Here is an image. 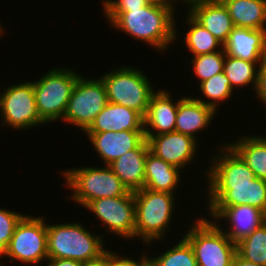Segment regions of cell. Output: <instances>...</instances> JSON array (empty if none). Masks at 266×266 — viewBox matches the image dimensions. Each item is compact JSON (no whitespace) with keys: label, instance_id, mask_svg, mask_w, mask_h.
Instances as JSON below:
<instances>
[{"label":"cell","instance_id":"1","mask_svg":"<svg viewBox=\"0 0 266 266\" xmlns=\"http://www.w3.org/2000/svg\"><path fill=\"white\" fill-rule=\"evenodd\" d=\"M176 6L146 4L135 9H103L105 19L117 31L142 41L164 53L179 35L176 29ZM175 9V10H174Z\"/></svg>","mask_w":266,"mask_h":266},{"label":"cell","instance_id":"2","mask_svg":"<svg viewBox=\"0 0 266 266\" xmlns=\"http://www.w3.org/2000/svg\"><path fill=\"white\" fill-rule=\"evenodd\" d=\"M103 234H94L80 222L47 224L48 258L73 259L81 263L95 261L104 256Z\"/></svg>","mask_w":266,"mask_h":266},{"label":"cell","instance_id":"3","mask_svg":"<svg viewBox=\"0 0 266 266\" xmlns=\"http://www.w3.org/2000/svg\"><path fill=\"white\" fill-rule=\"evenodd\" d=\"M174 196L146 188L134 191L136 239H141L143 244L149 246L154 241L165 239L176 212Z\"/></svg>","mask_w":266,"mask_h":266},{"label":"cell","instance_id":"4","mask_svg":"<svg viewBox=\"0 0 266 266\" xmlns=\"http://www.w3.org/2000/svg\"><path fill=\"white\" fill-rule=\"evenodd\" d=\"M183 237L193 248L198 266H232L237 245L210 218H196Z\"/></svg>","mask_w":266,"mask_h":266},{"label":"cell","instance_id":"5","mask_svg":"<svg viewBox=\"0 0 266 266\" xmlns=\"http://www.w3.org/2000/svg\"><path fill=\"white\" fill-rule=\"evenodd\" d=\"M65 186L71 189L69 194L74 204L84 207L88 202L104 197H120L129 190L109 166L75 167L62 171Z\"/></svg>","mask_w":266,"mask_h":266},{"label":"cell","instance_id":"6","mask_svg":"<svg viewBox=\"0 0 266 266\" xmlns=\"http://www.w3.org/2000/svg\"><path fill=\"white\" fill-rule=\"evenodd\" d=\"M111 69L100 77L108 102L131 108L144 117L150 98L156 92L154 86L150 85V78L133 65H119Z\"/></svg>","mask_w":266,"mask_h":266},{"label":"cell","instance_id":"7","mask_svg":"<svg viewBox=\"0 0 266 266\" xmlns=\"http://www.w3.org/2000/svg\"><path fill=\"white\" fill-rule=\"evenodd\" d=\"M80 75L74 69L54 67L33 80L36 107L45 124L62 121Z\"/></svg>","mask_w":266,"mask_h":266},{"label":"cell","instance_id":"8","mask_svg":"<svg viewBox=\"0 0 266 266\" xmlns=\"http://www.w3.org/2000/svg\"><path fill=\"white\" fill-rule=\"evenodd\" d=\"M26 266H39L48 259L47 222L45 217L24 215L15 227L14 233L2 255ZM37 264V265H36Z\"/></svg>","mask_w":266,"mask_h":266},{"label":"cell","instance_id":"9","mask_svg":"<svg viewBox=\"0 0 266 266\" xmlns=\"http://www.w3.org/2000/svg\"><path fill=\"white\" fill-rule=\"evenodd\" d=\"M82 76L73 88L67 109L62 119L84 132L108 103L102 79Z\"/></svg>","mask_w":266,"mask_h":266},{"label":"cell","instance_id":"10","mask_svg":"<svg viewBox=\"0 0 266 266\" xmlns=\"http://www.w3.org/2000/svg\"><path fill=\"white\" fill-rule=\"evenodd\" d=\"M0 92V121L12 130L36 128L45 124L38 113L32 81L14 84Z\"/></svg>","mask_w":266,"mask_h":266},{"label":"cell","instance_id":"11","mask_svg":"<svg viewBox=\"0 0 266 266\" xmlns=\"http://www.w3.org/2000/svg\"><path fill=\"white\" fill-rule=\"evenodd\" d=\"M95 214V217L106 227L105 232L116 234L124 239H135V199L134 192L129 191L120 197H104L88 202L84 209Z\"/></svg>","mask_w":266,"mask_h":266},{"label":"cell","instance_id":"12","mask_svg":"<svg viewBox=\"0 0 266 266\" xmlns=\"http://www.w3.org/2000/svg\"><path fill=\"white\" fill-rule=\"evenodd\" d=\"M206 208H228L250 205L266 214V181L254 178L249 183L207 184Z\"/></svg>","mask_w":266,"mask_h":266},{"label":"cell","instance_id":"13","mask_svg":"<svg viewBox=\"0 0 266 266\" xmlns=\"http://www.w3.org/2000/svg\"><path fill=\"white\" fill-rule=\"evenodd\" d=\"M145 139L151 153L182 171L195 160L200 143L192 136L175 131L145 136Z\"/></svg>","mask_w":266,"mask_h":266},{"label":"cell","instance_id":"14","mask_svg":"<svg viewBox=\"0 0 266 266\" xmlns=\"http://www.w3.org/2000/svg\"><path fill=\"white\" fill-rule=\"evenodd\" d=\"M224 145V146H223ZM208 169H205L207 184H241L256 178L241 156L228 144H219Z\"/></svg>","mask_w":266,"mask_h":266},{"label":"cell","instance_id":"15","mask_svg":"<svg viewBox=\"0 0 266 266\" xmlns=\"http://www.w3.org/2000/svg\"><path fill=\"white\" fill-rule=\"evenodd\" d=\"M209 217L218 223L228 221L226 225L228 230H223L227 236L234 242L238 243L241 239L250 235L255 229L266 222V214L250 205H239L228 208H207Z\"/></svg>","mask_w":266,"mask_h":266},{"label":"cell","instance_id":"16","mask_svg":"<svg viewBox=\"0 0 266 266\" xmlns=\"http://www.w3.org/2000/svg\"><path fill=\"white\" fill-rule=\"evenodd\" d=\"M185 5L187 11L217 40L222 44L226 42L235 26L221 0H188Z\"/></svg>","mask_w":266,"mask_h":266},{"label":"cell","instance_id":"17","mask_svg":"<svg viewBox=\"0 0 266 266\" xmlns=\"http://www.w3.org/2000/svg\"><path fill=\"white\" fill-rule=\"evenodd\" d=\"M84 135H87L91 146L106 166L127 151L136 149L145 140L144 131H107L84 133Z\"/></svg>","mask_w":266,"mask_h":266},{"label":"cell","instance_id":"18","mask_svg":"<svg viewBox=\"0 0 266 266\" xmlns=\"http://www.w3.org/2000/svg\"><path fill=\"white\" fill-rule=\"evenodd\" d=\"M162 89L159 88L151 96L147 112L143 117L145 136H155L175 131L179 98L175 102L173 96H171L172 93L165 88Z\"/></svg>","mask_w":266,"mask_h":266},{"label":"cell","instance_id":"19","mask_svg":"<svg viewBox=\"0 0 266 266\" xmlns=\"http://www.w3.org/2000/svg\"><path fill=\"white\" fill-rule=\"evenodd\" d=\"M225 54L248 62L266 58V30L234 27L223 44Z\"/></svg>","mask_w":266,"mask_h":266},{"label":"cell","instance_id":"20","mask_svg":"<svg viewBox=\"0 0 266 266\" xmlns=\"http://www.w3.org/2000/svg\"><path fill=\"white\" fill-rule=\"evenodd\" d=\"M144 131L143 116L128 107L108 102L83 133Z\"/></svg>","mask_w":266,"mask_h":266},{"label":"cell","instance_id":"21","mask_svg":"<svg viewBox=\"0 0 266 266\" xmlns=\"http://www.w3.org/2000/svg\"><path fill=\"white\" fill-rule=\"evenodd\" d=\"M217 112L210 106L199 102L195 97L183 96L179 99L175 122V132L192 136L198 140L199 131L207 130ZM197 135V136H196Z\"/></svg>","mask_w":266,"mask_h":266},{"label":"cell","instance_id":"22","mask_svg":"<svg viewBox=\"0 0 266 266\" xmlns=\"http://www.w3.org/2000/svg\"><path fill=\"white\" fill-rule=\"evenodd\" d=\"M149 151L145 139L136 149L127 151L109 165L129 191L144 188L145 160Z\"/></svg>","mask_w":266,"mask_h":266},{"label":"cell","instance_id":"23","mask_svg":"<svg viewBox=\"0 0 266 266\" xmlns=\"http://www.w3.org/2000/svg\"><path fill=\"white\" fill-rule=\"evenodd\" d=\"M181 172L184 171L168 164L149 151L145 160L144 188L175 194L181 182Z\"/></svg>","mask_w":266,"mask_h":266},{"label":"cell","instance_id":"24","mask_svg":"<svg viewBox=\"0 0 266 266\" xmlns=\"http://www.w3.org/2000/svg\"><path fill=\"white\" fill-rule=\"evenodd\" d=\"M235 27L266 30V0H221Z\"/></svg>","mask_w":266,"mask_h":266},{"label":"cell","instance_id":"25","mask_svg":"<svg viewBox=\"0 0 266 266\" xmlns=\"http://www.w3.org/2000/svg\"><path fill=\"white\" fill-rule=\"evenodd\" d=\"M238 139V140H237ZM229 145L241 156L257 178L266 179V136L240 135ZM232 142V143H231Z\"/></svg>","mask_w":266,"mask_h":266},{"label":"cell","instance_id":"26","mask_svg":"<svg viewBox=\"0 0 266 266\" xmlns=\"http://www.w3.org/2000/svg\"><path fill=\"white\" fill-rule=\"evenodd\" d=\"M186 24L189 28L183 34L184 47L189 49L193 56L211 54L223 49V44L217 40L202 24H200L189 12H186Z\"/></svg>","mask_w":266,"mask_h":266},{"label":"cell","instance_id":"27","mask_svg":"<svg viewBox=\"0 0 266 266\" xmlns=\"http://www.w3.org/2000/svg\"><path fill=\"white\" fill-rule=\"evenodd\" d=\"M261 63L262 62H248L226 54L223 72L229 79L233 91L238 87V89H240L248 87L251 84L253 86L252 91H255L258 84V71Z\"/></svg>","mask_w":266,"mask_h":266},{"label":"cell","instance_id":"28","mask_svg":"<svg viewBox=\"0 0 266 266\" xmlns=\"http://www.w3.org/2000/svg\"><path fill=\"white\" fill-rule=\"evenodd\" d=\"M199 89L202 92V97H196L195 99L202 102L204 105L212 107L216 112L221 107L220 103L232 98L233 89L231 88L229 79L224 72L217 73L206 81L199 84ZM208 101H204L206 99ZM220 105V106H218Z\"/></svg>","mask_w":266,"mask_h":266},{"label":"cell","instance_id":"29","mask_svg":"<svg viewBox=\"0 0 266 266\" xmlns=\"http://www.w3.org/2000/svg\"><path fill=\"white\" fill-rule=\"evenodd\" d=\"M236 245L237 254L241 258L260 266H266V222Z\"/></svg>","mask_w":266,"mask_h":266},{"label":"cell","instance_id":"30","mask_svg":"<svg viewBox=\"0 0 266 266\" xmlns=\"http://www.w3.org/2000/svg\"><path fill=\"white\" fill-rule=\"evenodd\" d=\"M147 258L151 266H198L193 248L184 237L164 253L156 257L147 254Z\"/></svg>","mask_w":266,"mask_h":266},{"label":"cell","instance_id":"31","mask_svg":"<svg viewBox=\"0 0 266 266\" xmlns=\"http://www.w3.org/2000/svg\"><path fill=\"white\" fill-rule=\"evenodd\" d=\"M225 55V51L222 49L211 54L192 56L190 64L192 63V71L199 80L198 85L217 73L223 72Z\"/></svg>","mask_w":266,"mask_h":266},{"label":"cell","instance_id":"32","mask_svg":"<svg viewBox=\"0 0 266 266\" xmlns=\"http://www.w3.org/2000/svg\"><path fill=\"white\" fill-rule=\"evenodd\" d=\"M24 215L0 207V259L7 250L16 225Z\"/></svg>","mask_w":266,"mask_h":266},{"label":"cell","instance_id":"33","mask_svg":"<svg viewBox=\"0 0 266 266\" xmlns=\"http://www.w3.org/2000/svg\"><path fill=\"white\" fill-rule=\"evenodd\" d=\"M123 256L109 250L106 253V266H145L148 263L147 254L144 252L140 255L142 257L139 260Z\"/></svg>","mask_w":266,"mask_h":266},{"label":"cell","instance_id":"34","mask_svg":"<svg viewBox=\"0 0 266 266\" xmlns=\"http://www.w3.org/2000/svg\"><path fill=\"white\" fill-rule=\"evenodd\" d=\"M144 0H102V9H135L144 7Z\"/></svg>","mask_w":266,"mask_h":266},{"label":"cell","instance_id":"35","mask_svg":"<svg viewBox=\"0 0 266 266\" xmlns=\"http://www.w3.org/2000/svg\"><path fill=\"white\" fill-rule=\"evenodd\" d=\"M255 94L259 101L262 102L261 104H263L266 108V58L259 66L258 84Z\"/></svg>","mask_w":266,"mask_h":266},{"label":"cell","instance_id":"36","mask_svg":"<svg viewBox=\"0 0 266 266\" xmlns=\"http://www.w3.org/2000/svg\"><path fill=\"white\" fill-rule=\"evenodd\" d=\"M46 266H82V263L73 259L48 258Z\"/></svg>","mask_w":266,"mask_h":266},{"label":"cell","instance_id":"37","mask_svg":"<svg viewBox=\"0 0 266 266\" xmlns=\"http://www.w3.org/2000/svg\"><path fill=\"white\" fill-rule=\"evenodd\" d=\"M147 4L156 5V6H175L178 0H144ZM174 4V5H173Z\"/></svg>","mask_w":266,"mask_h":266},{"label":"cell","instance_id":"38","mask_svg":"<svg viewBox=\"0 0 266 266\" xmlns=\"http://www.w3.org/2000/svg\"><path fill=\"white\" fill-rule=\"evenodd\" d=\"M232 266H260L241 258L238 254L235 255Z\"/></svg>","mask_w":266,"mask_h":266},{"label":"cell","instance_id":"39","mask_svg":"<svg viewBox=\"0 0 266 266\" xmlns=\"http://www.w3.org/2000/svg\"><path fill=\"white\" fill-rule=\"evenodd\" d=\"M82 266H106V254L98 260L82 263Z\"/></svg>","mask_w":266,"mask_h":266},{"label":"cell","instance_id":"40","mask_svg":"<svg viewBox=\"0 0 266 266\" xmlns=\"http://www.w3.org/2000/svg\"><path fill=\"white\" fill-rule=\"evenodd\" d=\"M4 27L1 25V23H0V37L2 38V34H4L5 32H3L4 31V29H3Z\"/></svg>","mask_w":266,"mask_h":266},{"label":"cell","instance_id":"41","mask_svg":"<svg viewBox=\"0 0 266 266\" xmlns=\"http://www.w3.org/2000/svg\"><path fill=\"white\" fill-rule=\"evenodd\" d=\"M178 1H180L181 4H182V2H183V4H184V3H186L188 0H178Z\"/></svg>","mask_w":266,"mask_h":266}]
</instances>
